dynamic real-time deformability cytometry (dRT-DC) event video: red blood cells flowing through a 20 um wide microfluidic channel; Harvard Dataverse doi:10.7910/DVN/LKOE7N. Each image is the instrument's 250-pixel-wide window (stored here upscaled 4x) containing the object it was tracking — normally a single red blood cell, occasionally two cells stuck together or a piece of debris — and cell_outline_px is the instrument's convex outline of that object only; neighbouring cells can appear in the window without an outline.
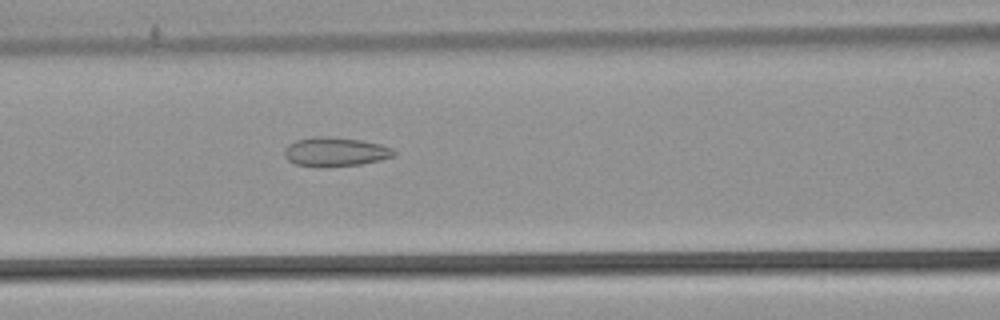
{"species": "common noctule bat (a hibernating species)", "species_latin": "Nyctalus noctula", "temperature_condition": "warm", "stored_images_in_passage": 54, "camera_frame_rate_fps": 3000, "um_per_image_px": 0.085, "animal": {"sex": "male", "body_mass_g": 21.5, "forearm_length_mm": 52.0}, "frame": {"image": 1, "passage_image": 24, "time_ms": 7.667, "image_size_px": [1000, 320], "cell_outline_px": [[396, 156], [380, 160], [360, 164], [324, 168], [296, 164], [288, 160], [284, 156], [284, 148], [288, 144], [296, 140], [316, 136], [328, 136], [360, 140], [380, 144], [392, 148], [396, 152]], "centroid_in_image_um": [28.49, 12.91], "position_along_channel_um": 138.1, "area_um2": 18.79}}
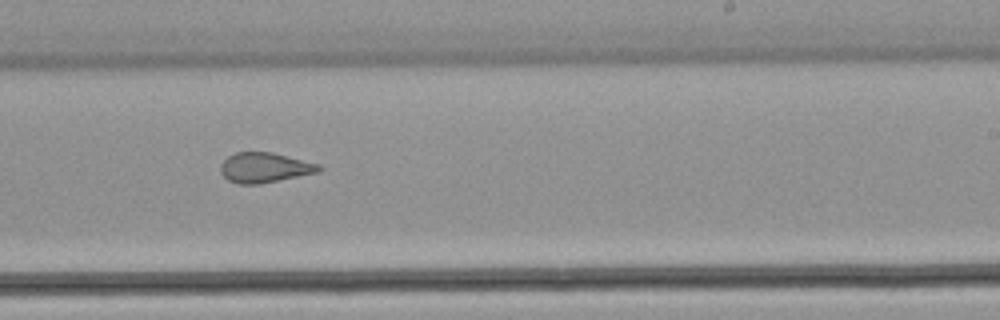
{"frame": {"image": 2, "passage_image": 34, "time_ms": 11.0, "image_size_px": [1000, 320], "cell_outline_px": [[324, 168], [320, 172], [260, 184], [240, 184], [228, 180], [220, 172], [220, 164], [228, 156], [236, 152], [272, 152], [320, 164]], "centroid_in_image_um": [22.52, 14.25], "position_along_channel_um": 266.5, "area_um2": 17.34}}
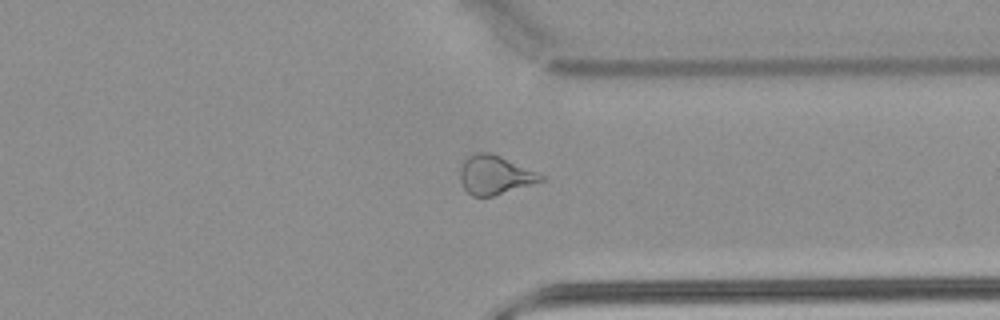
{"frame": {"image": 3, "passage_image": 42, "time_ms": 13.667, "image_size_px": [1000, 320], "cell_outline_px": [[544, 180], [532, 184], [492, 196], [472, 196], [464, 188], [460, 180], [460, 168], [464, 160], [468, 156], [476, 152], [488, 152], [500, 156], [536, 172], [544, 176]], "centroid_in_image_um": [42.02, 14.87], "position_along_channel_um": 369.4, "area_um2": 17.98}, "authors_computed_cell_mechanics": {"area_um2": 21.1548, "velocity_mm_per_s": 3.8628, "shape_relaxation_time_tau1_ms": null, "shape_relaxation_time_tau2_ms": 1.9681, "deformation_change_tau1": null, "deformation_change_tau2": 0.1092}}